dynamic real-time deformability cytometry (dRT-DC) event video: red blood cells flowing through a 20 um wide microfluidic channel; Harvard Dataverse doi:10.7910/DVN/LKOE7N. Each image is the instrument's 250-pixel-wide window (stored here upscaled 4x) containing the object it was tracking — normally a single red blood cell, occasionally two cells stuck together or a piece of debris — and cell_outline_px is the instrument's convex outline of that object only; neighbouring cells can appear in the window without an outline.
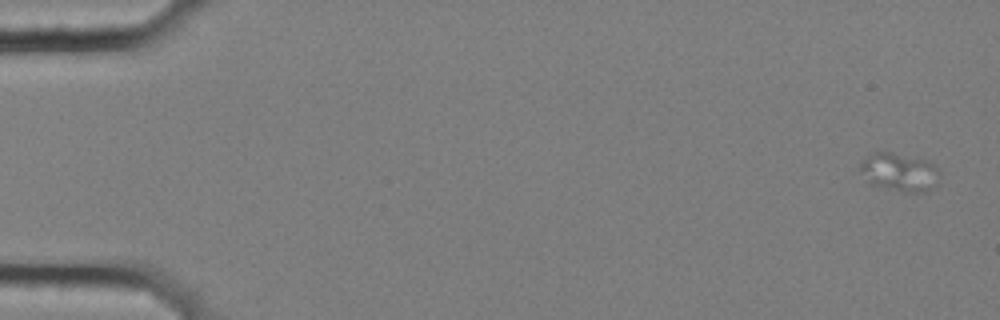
{"species": "common noctule bat (a hibernating species)", "species_latin": "Nyctalus noctula", "temperature_condition": "cold", "stored_images_in_passage": 5, "camera_frame_rate_fps": 3000, "um_per_image_px": 0.085, "animal": {"sex": "female", "body_mass_g": 25.1}, "frame": {"image": 1, "passage_image": 1, "time_ms": 0.0, "image_size_px": [1000, 320], "cell_outline_px": [[940, 172], [936, 184], [924, 192], [908, 192], [872, 184], [860, 172], [860, 164], [872, 152], [892, 152], [924, 160], [932, 164]], "centroid_in_image_um": [76.44, 14.62], "position_along_channel_um": 8.6, "area_um2": 17.17}}